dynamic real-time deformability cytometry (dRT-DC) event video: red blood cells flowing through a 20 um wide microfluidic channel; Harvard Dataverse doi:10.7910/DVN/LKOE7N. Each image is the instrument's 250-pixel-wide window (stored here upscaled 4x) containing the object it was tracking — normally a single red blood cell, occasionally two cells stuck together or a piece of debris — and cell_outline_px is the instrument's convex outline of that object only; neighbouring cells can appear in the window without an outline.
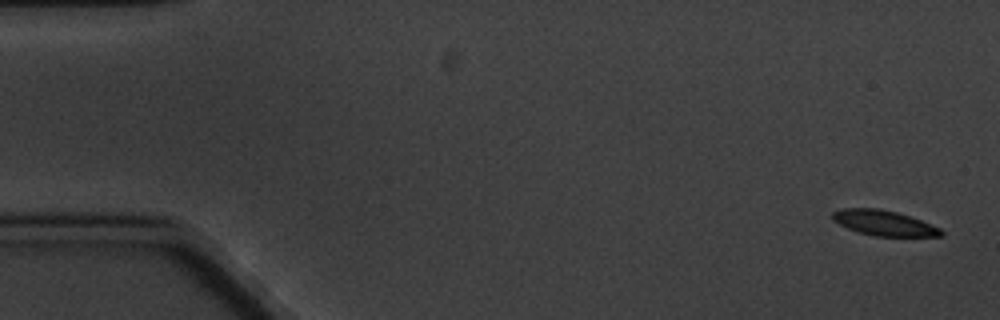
{"species": "common noctule bat (a hibernating species)", "species_latin": "Nyctalus noctula", "temperature_condition": "cold", "stored_images_in_passage": 7, "camera_frame_rate_fps": 3000, "um_per_image_px": 0.085, "animal": {"sex": "male", "body_mass_g": 20.1, "forearm_length_mm": 53.5}, "frame": {"image": 1, "passage_image": 1, "time_ms": 0.0, "image_size_px": [1000, 320], "cell_outline_px": [[944, 236], [876, 236], [860, 232], [848, 228], [832, 220], [832, 212], [844, 208], [880, 208], [896, 212], [920, 220], [940, 228], [944, 232]], "centroid_in_image_um": [75.13, 18.95], "position_along_channel_um": 9.9, "area_um2": 15.78}}
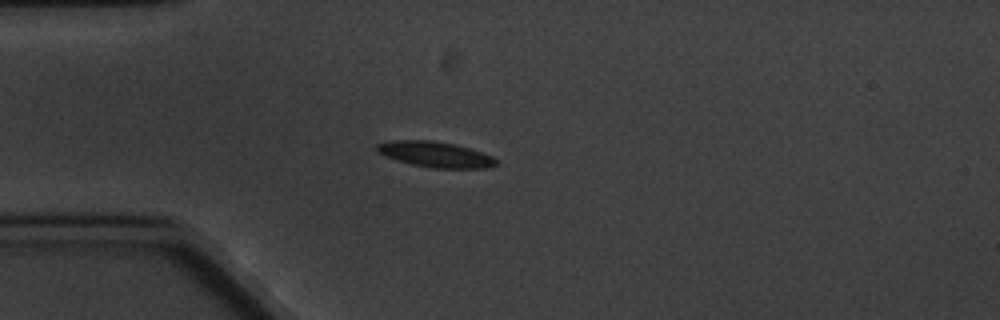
{"frame": {"image": 2, "passage_image": 5, "time_ms": 4.667, "image_size_px": [1000, 320], "cell_outline_px": [[496, 164], [484, 168], [432, 168], [412, 164], [384, 156], [376, 152], [376, 144], [396, 140], [432, 140], [452, 144], [468, 148], [492, 156], [496, 160]], "centroid_in_image_um": [36.95, 13.12], "position_along_channel_um": 48.1, "area_um2": 17.51}}
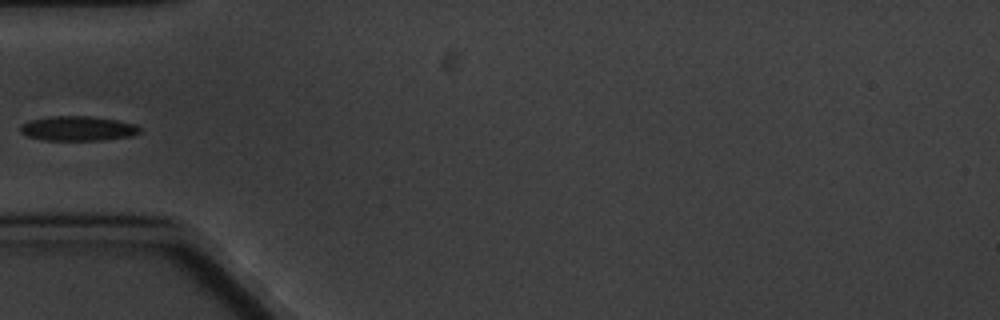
{"frame": {"image": 3, "passage_image": 6, "time_ms": 6.0, "image_size_px": [1000, 320], "cell_outline_px": [[140, 132], [132, 136], [104, 140], [44, 140], [28, 136], [20, 132], [20, 124], [28, 120], [52, 116], [88, 116], [116, 120], [136, 124], [140, 128]], "centroid_in_image_um": [6.6, 10.92], "position_along_channel_um": 78.4, "area_um2": 17.22}}